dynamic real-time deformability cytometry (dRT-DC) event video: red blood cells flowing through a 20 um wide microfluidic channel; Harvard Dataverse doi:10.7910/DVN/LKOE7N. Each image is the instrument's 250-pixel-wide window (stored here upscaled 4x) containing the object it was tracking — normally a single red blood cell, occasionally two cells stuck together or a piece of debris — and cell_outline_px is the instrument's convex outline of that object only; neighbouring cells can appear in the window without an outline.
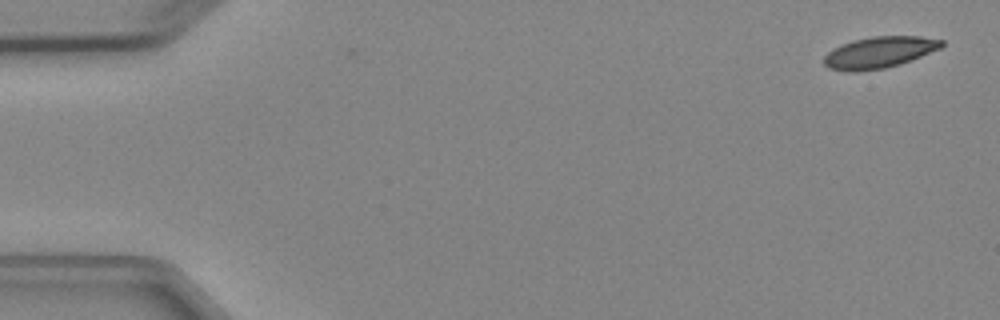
{"species": "Egyptian fruit bat (a non-hibernating species)", "species_latin": "Rousettus aegyptiacus", "temperature_condition": "cold", "stored_images_in_passage": 6, "camera_frame_rate_fps": 3000, "um_per_image_px": 0.085, "animal": {"sex": "female"}, "frame": {"image": 1, "passage_image": 1, "time_ms": 0.0, "image_size_px": [1000, 320], "cell_outline_px": [[944, 44], [940, 48], [900, 64], [884, 68], [852, 72], [848, 72], [828, 68], [824, 64], [824, 56], [828, 52], [840, 44], [852, 40], [872, 36], [920, 36], [944, 40]], "centroid_in_image_um": [74.7, 4.44], "position_along_channel_um": 10.3, "area_um2": 21.5}}
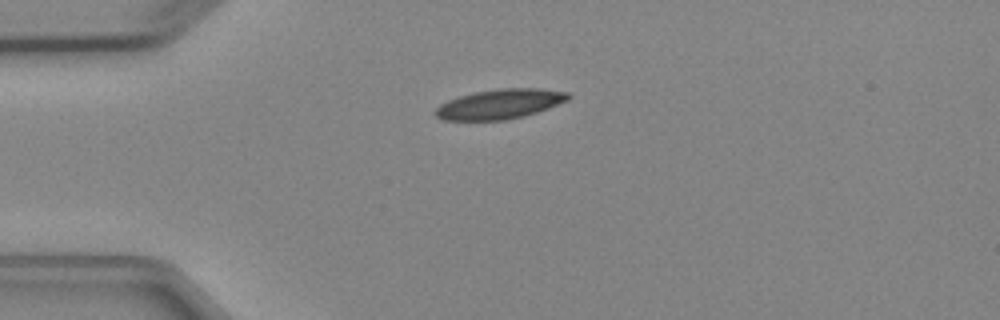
{"frame": {"image": 2, "passage_image": 4, "time_ms": 3.667, "image_size_px": [1000, 320], "cell_outline_px": [[572, 96], [568, 100], [548, 108], [524, 116], [504, 120], [444, 120], [436, 116], [432, 112], [440, 104], [448, 100], [460, 96], [476, 92], [500, 88], [540, 88], [568, 92]], "centroid_in_image_um": [42.49, 8.84], "position_along_channel_um": 42.5, "area_um2": 23.0}}